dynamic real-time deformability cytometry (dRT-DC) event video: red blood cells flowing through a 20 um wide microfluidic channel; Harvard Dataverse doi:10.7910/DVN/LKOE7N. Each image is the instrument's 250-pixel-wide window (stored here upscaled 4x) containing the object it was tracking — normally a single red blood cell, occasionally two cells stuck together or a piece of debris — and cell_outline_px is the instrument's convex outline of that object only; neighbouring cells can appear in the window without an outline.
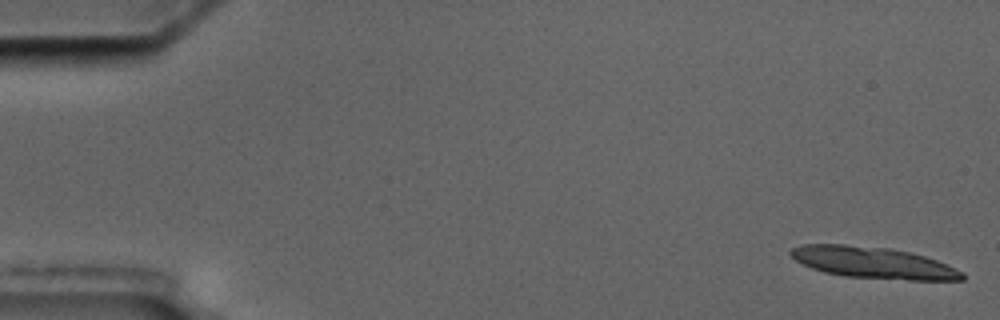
{"species": "common noctule bat (a hibernating species)", "species_latin": "Nyctalus noctula", "temperature_condition": "cold", "stored_images_in_passage": 7, "segment_of_instrument_passage": [1, 2], "camera_frame_rate_fps": 3000, "um_per_image_px": 0.085, "animal": {"sex": "male", "body_mass_g": 17.5, "forearm_length_mm": 52.3}, "frame": {"image": 1, "passage_image": 1, "time_ms": 0.0, "image_size_px": [1000, 320], "cell_outline_px": [[964, 280], [908, 280], [844, 276], [824, 272], [812, 268], [796, 260], [788, 252], [792, 248], [800, 244], [844, 244], [888, 248], [908, 252], [924, 256], [936, 260], [956, 268], [964, 272]], "centroid_in_image_um": [74.22, 22.33], "position_along_channel_um": 10.8, "area_um2": 31.33}}